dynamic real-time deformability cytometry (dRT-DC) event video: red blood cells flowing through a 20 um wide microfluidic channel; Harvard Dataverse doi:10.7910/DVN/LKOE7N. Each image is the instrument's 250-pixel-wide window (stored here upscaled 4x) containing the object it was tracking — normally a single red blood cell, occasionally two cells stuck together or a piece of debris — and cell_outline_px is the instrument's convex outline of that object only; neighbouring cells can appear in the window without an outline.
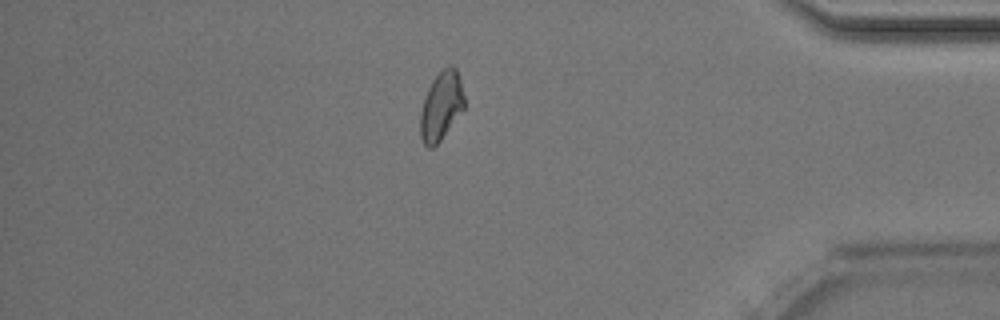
{"species": "Egyptian fruit bat (a non-hibernating species)", "species_latin": "Rousettus aegyptiacus", "temperature_condition": "room temperature", "stored_images_in_passage": 50, "camera_frame_rate_fps": 3000, "um_per_image_px": 0.085, "animal": {"sex": "male"}, "frame": {"image": 1, "passage_image": 43, "time_ms": 14.0, "image_size_px": [1000, 320], "cell_outline_px": [[464, 108], [440, 140], [432, 148], [428, 148], [424, 144], [420, 136], [420, 112], [428, 88], [432, 80], [448, 64], [452, 64], [456, 68], [460, 80], [464, 96]], "centroid_in_image_um": [37.49, 8.99], "position_along_channel_um": 397.7, "area_um2": 17.4}, "authors_computed_cell_mechanics": {"area_um2": 18.0047, "velocity_mm_per_s": 4.0374, "shape_relaxation_time_tau1_ms": 3.9884, "shape_relaxation_time_tau2_ms": 2.0177, "deformation_change_tau1": 0.1327, "deformation_change_tau2": 0.0808}}